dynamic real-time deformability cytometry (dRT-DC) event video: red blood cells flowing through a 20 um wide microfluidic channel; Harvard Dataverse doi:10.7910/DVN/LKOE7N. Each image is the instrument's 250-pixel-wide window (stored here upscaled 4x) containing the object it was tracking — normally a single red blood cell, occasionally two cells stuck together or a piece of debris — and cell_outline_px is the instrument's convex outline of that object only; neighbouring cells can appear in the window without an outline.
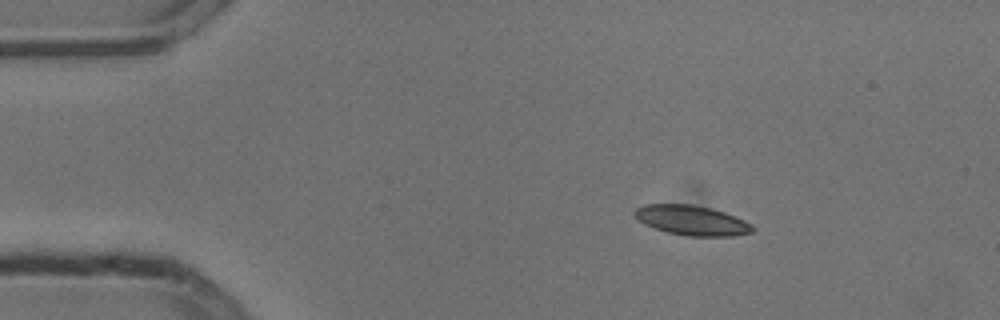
{"species": "common noctule bat (a hibernating species)", "species_latin": "Nyctalus noctula", "temperature_condition": "cold", "stored_images_in_passage": 4, "camera_frame_rate_fps": 3000, "um_per_image_px": 0.085, "animal": {"sex": "male", "body_mass_g": 13.3}, "frame": {"image": 1, "passage_image": 2, "time_ms": 0.333, "image_size_px": [1000, 320], "cell_outline_px": [[756, 228], [752, 232], [732, 236], [688, 236], [668, 232], [644, 224], [632, 212], [636, 208], [644, 204], [692, 204], [712, 208], [724, 212], [744, 220], [752, 224]], "centroid_in_image_um": [58.82, 18.72], "position_along_channel_um": 26.2, "area_um2": 20.46}}